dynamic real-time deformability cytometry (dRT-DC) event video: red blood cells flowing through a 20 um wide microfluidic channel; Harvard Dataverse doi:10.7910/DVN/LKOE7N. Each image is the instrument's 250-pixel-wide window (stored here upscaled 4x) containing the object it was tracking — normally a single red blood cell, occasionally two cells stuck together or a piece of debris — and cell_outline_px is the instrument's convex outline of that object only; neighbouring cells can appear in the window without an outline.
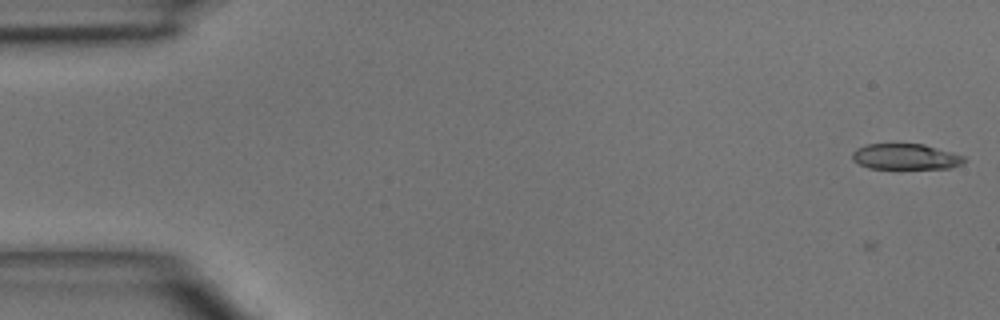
{"species": "common noctule bat (a hibernating species)", "species_latin": "Nyctalus noctula", "temperature_condition": "room temperature", "stored_images_in_passage": 7, "camera_frame_rate_fps": 3000, "um_per_image_px": 0.085, "animal": {"sex": "male", "body_mass_g": 15.6}, "frame": {"image": 1, "passage_image": 2, "time_ms": 1.0, "image_size_px": [1000, 320], "cell_outline_px": [[968, 160], [960, 164], [948, 168], [868, 168], [852, 160], [852, 152], [856, 148], [868, 144], [924, 144], [952, 152], [964, 156]], "centroid_in_image_um": [76.97, 13.31], "position_along_channel_um": 8.0, "area_um2": 16.7}}
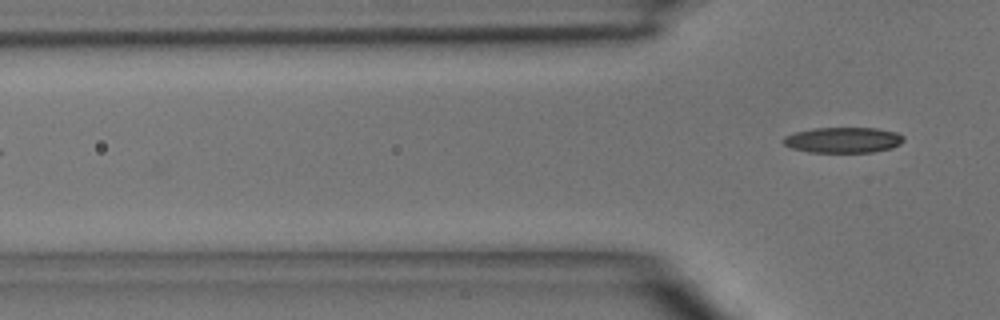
{"frame": {"image": 2, "passage_image": 7, "time_ms": 7.0, "image_size_px": [1000, 320], "cell_outline_px": [[904, 140], [900, 144], [892, 148], [872, 152], [808, 152], [792, 148], [784, 144], [780, 140], [784, 136], [796, 132], [812, 128], [876, 128], [896, 132], [904, 136]], "centroid_in_image_um": [71.65, 11.9], "position_along_channel_um": 54.1, "area_um2": 18.03}}